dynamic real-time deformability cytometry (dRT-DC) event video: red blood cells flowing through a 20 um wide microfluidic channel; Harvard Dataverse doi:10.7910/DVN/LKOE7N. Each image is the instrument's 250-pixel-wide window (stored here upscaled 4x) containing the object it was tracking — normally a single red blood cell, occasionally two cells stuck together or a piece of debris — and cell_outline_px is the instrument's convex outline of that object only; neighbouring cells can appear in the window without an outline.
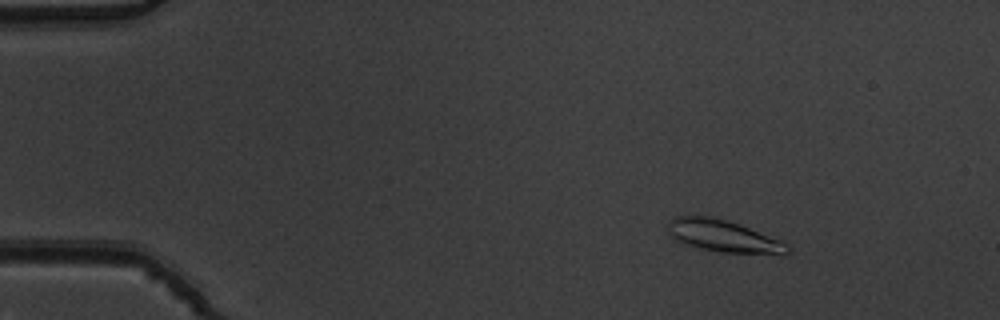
{"species": "common noctule bat (a hibernating species)", "species_latin": "Nyctalus noctula", "temperature_condition": "warm", "stored_images_in_passage": 48, "camera_frame_rate_fps": 3000, "um_per_image_px": 0.085, "animal": {"sex": "male", "body_mass_g": 19.5, "forearm_length_mm": 54.6}, "frame": {"image": 1, "passage_image": 2, "time_ms": 0.333, "image_size_px": [1000, 320], "cell_outline_px": [[792, 252], [784, 256], [720, 252], [700, 248], [676, 240], [668, 232], [668, 220], [676, 216], [712, 216], [728, 220], [784, 240], [792, 248]], "centroid_in_image_um": [61.64, 20.09], "position_along_channel_um": 23.4, "area_um2": 23.06}}
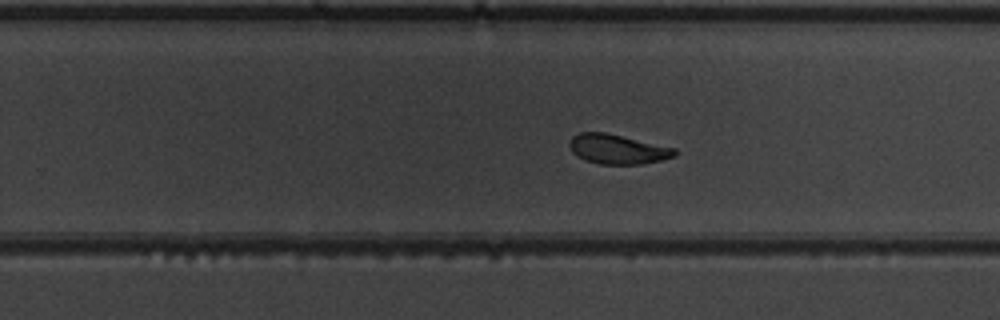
{"frame": {"image": 2, "passage_image": 29, "time_ms": 9.333, "image_size_px": [1000, 320], "cell_outline_px": [[676, 156], [660, 160], [640, 164], [600, 164], [584, 160], [572, 152], [568, 144], [572, 136], [580, 132], [604, 132], [676, 148]], "centroid_in_image_um": [52.47, 12.68], "position_along_channel_um": 277.3, "area_um2": 18.09}}
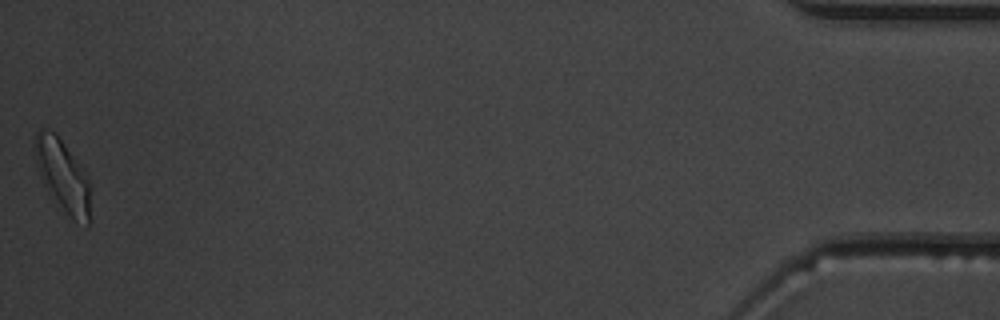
{"frame": {"image": 3, "passage_image": 48, "time_ms": 15.667, "image_size_px": [1000, 320], "cell_outline_px": [[88, 228], [72, 220], [68, 216], [48, 192], [40, 176], [32, 148], [32, 144], [36, 132], [40, 128], [44, 128], [56, 132], [84, 168], [88, 180]], "centroid_in_image_um": [5.28, 14.86], "position_along_channel_um": 429.9, "area_um2": 23.58}, "authors_computed_cell_mechanics": {"area_um2": 19.074, "velocity_mm_per_s": 3.8124, "shape_relaxation_time_tau1_ms": 4.7773, "shape_relaxation_time_tau2_ms": 2.157, "deformation_change_tau1": 0.1521, "deformation_change_tau2": 0.0893}}